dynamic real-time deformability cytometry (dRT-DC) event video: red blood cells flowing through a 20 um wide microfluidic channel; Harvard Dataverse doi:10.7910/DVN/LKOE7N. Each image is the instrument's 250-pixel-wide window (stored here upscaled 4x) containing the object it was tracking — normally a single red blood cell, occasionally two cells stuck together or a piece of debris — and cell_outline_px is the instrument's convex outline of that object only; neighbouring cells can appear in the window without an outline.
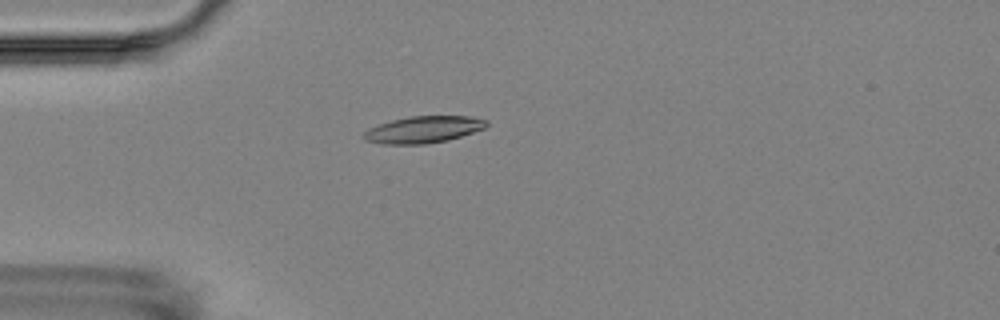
{"species": "Egyptian fruit bat (a non-hibernating species)", "species_latin": "Rousettus aegyptiacus", "temperature_condition": "room temperature", "stored_images_in_passage": 8, "camera_frame_rate_fps": 3000, "um_per_image_px": 0.085, "animal": {"sex": "female"}, "frame": {"image": 1, "passage_image": 5, "time_ms": 4.667, "image_size_px": [1000, 320], "cell_outline_px": [[488, 124], [484, 128], [448, 140], [424, 144], [380, 144], [364, 140], [360, 136], [368, 128], [392, 120], [412, 116], [468, 116], [488, 120]], "centroid_in_image_um": [35.94, 11.02], "position_along_channel_um": 49.1, "area_um2": 19.13}}
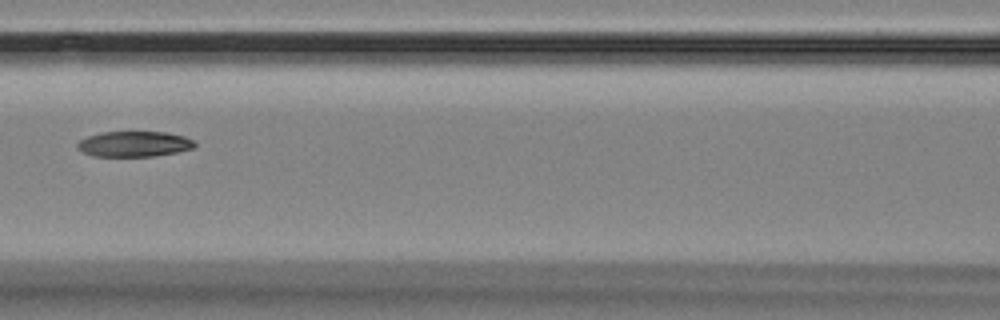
{"frame": {"image": 2, "passage_image": 8, "time_ms": 8.0, "image_size_px": [1000, 320], "cell_outline_px": [[196, 148], [176, 152], [152, 156], [92, 156], [76, 148], [76, 144], [80, 140], [88, 136], [100, 132], [164, 132], [184, 136], [192, 140], [196, 144]], "centroid_in_image_um": [11.39, 12.24], "position_along_channel_um": 155.2, "area_um2": 17.4}}